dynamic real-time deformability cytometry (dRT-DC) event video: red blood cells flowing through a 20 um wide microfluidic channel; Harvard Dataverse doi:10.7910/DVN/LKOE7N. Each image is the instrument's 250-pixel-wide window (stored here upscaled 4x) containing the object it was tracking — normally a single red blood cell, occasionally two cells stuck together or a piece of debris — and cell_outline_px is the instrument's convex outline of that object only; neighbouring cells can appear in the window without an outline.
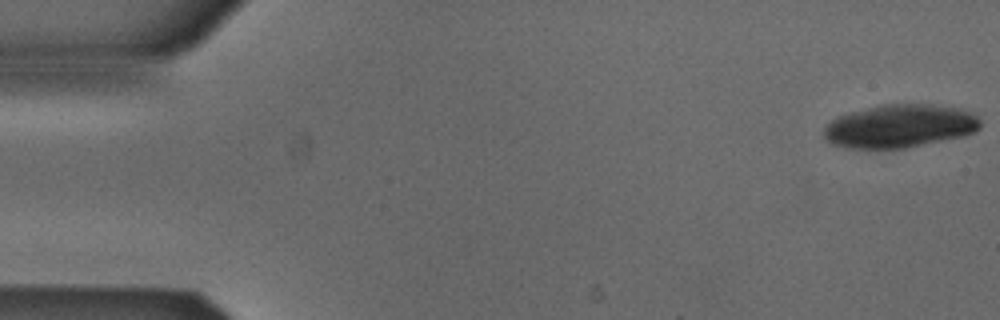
{"species": "Egyptian fruit bat (a non-hibernating species)", "species_latin": "Rousettus aegyptiacus", "temperature_condition": "cold", "stored_images_in_passage": 10, "camera_frame_rate_fps": 3000, "um_per_image_px": 0.085, "animal": {"sex": "male"}, "frame": {"image": 1, "passage_image": 1, "time_ms": 0.0, "image_size_px": [1000, 320], "cell_outline_px": [[980, 128], [976, 132], [964, 136], [904, 148], [844, 148], [832, 144], [824, 136], [824, 128], [836, 116], [884, 104], [932, 104], [960, 108], [972, 112], [980, 120]], "centroid_in_image_um": [76.51, 10.72], "position_along_channel_um": 8.5, "area_um2": 39.36}}